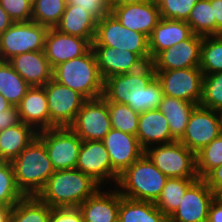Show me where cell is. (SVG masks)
I'll return each mask as SVG.
<instances>
[{"instance_id": "cell-11", "label": "cell", "mask_w": 222, "mask_h": 222, "mask_svg": "<svg viewBox=\"0 0 222 222\" xmlns=\"http://www.w3.org/2000/svg\"><path fill=\"white\" fill-rule=\"evenodd\" d=\"M155 76L164 95L200 104L204 75L199 67L155 71Z\"/></svg>"}, {"instance_id": "cell-35", "label": "cell", "mask_w": 222, "mask_h": 222, "mask_svg": "<svg viewBox=\"0 0 222 222\" xmlns=\"http://www.w3.org/2000/svg\"><path fill=\"white\" fill-rule=\"evenodd\" d=\"M199 68L203 75L222 72V35L202 36Z\"/></svg>"}, {"instance_id": "cell-24", "label": "cell", "mask_w": 222, "mask_h": 222, "mask_svg": "<svg viewBox=\"0 0 222 222\" xmlns=\"http://www.w3.org/2000/svg\"><path fill=\"white\" fill-rule=\"evenodd\" d=\"M136 136L144 150L152 145L175 141L170 133L169 123L159 109L148 110L139 114Z\"/></svg>"}, {"instance_id": "cell-54", "label": "cell", "mask_w": 222, "mask_h": 222, "mask_svg": "<svg viewBox=\"0 0 222 222\" xmlns=\"http://www.w3.org/2000/svg\"><path fill=\"white\" fill-rule=\"evenodd\" d=\"M5 163V161L0 157V167Z\"/></svg>"}, {"instance_id": "cell-17", "label": "cell", "mask_w": 222, "mask_h": 222, "mask_svg": "<svg viewBox=\"0 0 222 222\" xmlns=\"http://www.w3.org/2000/svg\"><path fill=\"white\" fill-rule=\"evenodd\" d=\"M92 48L85 38L68 35L49 28L45 36L44 52L52 68L60 63L83 56Z\"/></svg>"}, {"instance_id": "cell-30", "label": "cell", "mask_w": 222, "mask_h": 222, "mask_svg": "<svg viewBox=\"0 0 222 222\" xmlns=\"http://www.w3.org/2000/svg\"><path fill=\"white\" fill-rule=\"evenodd\" d=\"M199 178H168L164 188L154 202L155 206L169 218L179 207L187 189Z\"/></svg>"}, {"instance_id": "cell-25", "label": "cell", "mask_w": 222, "mask_h": 222, "mask_svg": "<svg viewBox=\"0 0 222 222\" xmlns=\"http://www.w3.org/2000/svg\"><path fill=\"white\" fill-rule=\"evenodd\" d=\"M192 34L186 21L161 18L148 38L151 62L161 51L188 39Z\"/></svg>"}, {"instance_id": "cell-42", "label": "cell", "mask_w": 222, "mask_h": 222, "mask_svg": "<svg viewBox=\"0 0 222 222\" xmlns=\"http://www.w3.org/2000/svg\"><path fill=\"white\" fill-rule=\"evenodd\" d=\"M66 3L89 12L97 20L103 19L111 12L109 0H66Z\"/></svg>"}, {"instance_id": "cell-16", "label": "cell", "mask_w": 222, "mask_h": 222, "mask_svg": "<svg viewBox=\"0 0 222 222\" xmlns=\"http://www.w3.org/2000/svg\"><path fill=\"white\" fill-rule=\"evenodd\" d=\"M201 45L202 36L192 34L188 39L161 51L151 62L154 70L166 71L199 67Z\"/></svg>"}, {"instance_id": "cell-20", "label": "cell", "mask_w": 222, "mask_h": 222, "mask_svg": "<svg viewBox=\"0 0 222 222\" xmlns=\"http://www.w3.org/2000/svg\"><path fill=\"white\" fill-rule=\"evenodd\" d=\"M92 49L103 80L114 75L136 71L146 64L137 54L128 50L123 51L102 45H92Z\"/></svg>"}, {"instance_id": "cell-37", "label": "cell", "mask_w": 222, "mask_h": 222, "mask_svg": "<svg viewBox=\"0 0 222 222\" xmlns=\"http://www.w3.org/2000/svg\"><path fill=\"white\" fill-rule=\"evenodd\" d=\"M222 164V133L196 153V167L203 179L211 170Z\"/></svg>"}, {"instance_id": "cell-8", "label": "cell", "mask_w": 222, "mask_h": 222, "mask_svg": "<svg viewBox=\"0 0 222 222\" xmlns=\"http://www.w3.org/2000/svg\"><path fill=\"white\" fill-rule=\"evenodd\" d=\"M48 28L37 22H14L0 35V60L8 61L13 56L43 51Z\"/></svg>"}, {"instance_id": "cell-48", "label": "cell", "mask_w": 222, "mask_h": 222, "mask_svg": "<svg viewBox=\"0 0 222 222\" xmlns=\"http://www.w3.org/2000/svg\"><path fill=\"white\" fill-rule=\"evenodd\" d=\"M13 23L14 21L11 19V17L8 15V13L3 9V7L0 4V35Z\"/></svg>"}, {"instance_id": "cell-43", "label": "cell", "mask_w": 222, "mask_h": 222, "mask_svg": "<svg viewBox=\"0 0 222 222\" xmlns=\"http://www.w3.org/2000/svg\"><path fill=\"white\" fill-rule=\"evenodd\" d=\"M48 222H84L78 207L51 208Z\"/></svg>"}, {"instance_id": "cell-21", "label": "cell", "mask_w": 222, "mask_h": 222, "mask_svg": "<svg viewBox=\"0 0 222 222\" xmlns=\"http://www.w3.org/2000/svg\"><path fill=\"white\" fill-rule=\"evenodd\" d=\"M8 62L31 87H43L53 78V68L44 50L18 54Z\"/></svg>"}, {"instance_id": "cell-3", "label": "cell", "mask_w": 222, "mask_h": 222, "mask_svg": "<svg viewBox=\"0 0 222 222\" xmlns=\"http://www.w3.org/2000/svg\"><path fill=\"white\" fill-rule=\"evenodd\" d=\"M10 163L16 184L25 196H37L55 171L46 147L38 137Z\"/></svg>"}, {"instance_id": "cell-29", "label": "cell", "mask_w": 222, "mask_h": 222, "mask_svg": "<svg viewBox=\"0 0 222 222\" xmlns=\"http://www.w3.org/2000/svg\"><path fill=\"white\" fill-rule=\"evenodd\" d=\"M118 222H168L154 202L137 201L120 195Z\"/></svg>"}, {"instance_id": "cell-2", "label": "cell", "mask_w": 222, "mask_h": 222, "mask_svg": "<svg viewBox=\"0 0 222 222\" xmlns=\"http://www.w3.org/2000/svg\"><path fill=\"white\" fill-rule=\"evenodd\" d=\"M99 188L102 186L76 168L55 170L37 197L51 208L79 207Z\"/></svg>"}, {"instance_id": "cell-27", "label": "cell", "mask_w": 222, "mask_h": 222, "mask_svg": "<svg viewBox=\"0 0 222 222\" xmlns=\"http://www.w3.org/2000/svg\"><path fill=\"white\" fill-rule=\"evenodd\" d=\"M38 132L20 122L0 132V157L5 162L14 160L36 137Z\"/></svg>"}, {"instance_id": "cell-28", "label": "cell", "mask_w": 222, "mask_h": 222, "mask_svg": "<svg viewBox=\"0 0 222 222\" xmlns=\"http://www.w3.org/2000/svg\"><path fill=\"white\" fill-rule=\"evenodd\" d=\"M198 105L175 97L164 95L158 109L169 123L170 133L175 141H179L186 130L192 111Z\"/></svg>"}, {"instance_id": "cell-18", "label": "cell", "mask_w": 222, "mask_h": 222, "mask_svg": "<svg viewBox=\"0 0 222 222\" xmlns=\"http://www.w3.org/2000/svg\"><path fill=\"white\" fill-rule=\"evenodd\" d=\"M102 141L109 153L112 170L118 176L145 153L137 136L119 130L111 129Z\"/></svg>"}, {"instance_id": "cell-46", "label": "cell", "mask_w": 222, "mask_h": 222, "mask_svg": "<svg viewBox=\"0 0 222 222\" xmlns=\"http://www.w3.org/2000/svg\"><path fill=\"white\" fill-rule=\"evenodd\" d=\"M216 18V35H222V0H210Z\"/></svg>"}, {"instance_id": "cell-12", "label": "cell", "mask_w": 222, "mask_h": 222, "mask_svg": "<svg viewBox=\"0 0 222 222\" xmlns=\"http://www.w3.org/2000/svg\"><path fill=\"white\" fill-rule=\"evenodd\" d=\"M43 88L48 99L50 128L69 127L87 99L53 78Z\"/></svg>"}, {"instance_id": "cell-31", "label": "cell", "mask_w": 222, "mask_h": 222, "mask_svg": "<svg viewBox=\"0 0 222 222\" xmlns=\"http://www.w3.org/2000/svg\"><path fill=\"white\" fill-rule=\"evenodd\" d=\"M30 88L8 61L0 60V94L9 103L17 106Z\"/></svg>"}, {"instance_id": "cell-9", "label": "cell", "mask_w": 222, "mask_h": 222, "mask_svg": "<svg viewBox=\"0 0 222 222\" xmlns=\"http://www.w3.org/2000/svg\"><path fill=\"white\" fill-rule=\"evenodd\" d=\"M54 170L75 169L82 139L69 127L50 128L38 132Z\"/></svg>"}, {"instance_id": "cell-33", "label": "cell", "mask_w": 222, "mask_h": 222, "mask_svg": "<svg viewBox=\"0 0 222 222\" xmlns=\"http://www.w3.org/2000/svg\"><path fill=\"white\" fill-rule=\"evenodd\" d=\"M193 34L200 36L216 35V18L210 0H199L186 21Z\"/></svg>"}, {"instance_id": "cell-13", "label": "cell", "mask_w": 222, "mask_h": 222, "mask_svg": "<svg viewBox=\"0 0 222 222\" xmlns=\"http://www.w3.org/2000/svg\"><path fill=\"white\" fill-rule=\"evenodd\" d=\"M220 134L218 111L198 105L192 111L185 133L179 142L196 154Z\"/></svg>"}, {"instance_id": "cell-47", "label": "cell", "mask_w": 222, "mask_h": 222, "mask_svg": "<svg viewBox=\"0 0 222 222\" xmlns=\"http://www.w3.org/2000/svg\"><path fill=\"white\" fill-rule=\"evenodd\" d=\"M207 222H222V203L216 198L210 205Z\"/></svg>"}, {"instance_id": "cell-6", "label": "cell", "mask_w": 222, "mask_h": 222, "mask_svg": "<svg viewBox=\"0 0 222 222\" xmlns=\"http://www.w3.org/2000/svg\"><path fill=\"white\" fill-rule=\"evenodd\" d=\"M92 45L128 50L137 54L145 63L151 62L148 37L124 27L111 13L97 21Z\"/></svg>"}, {"instance_id": "cell-19", "label": "cell", "mask_w": 222, "mask_h": 222, "mask_svg": "<svg viewBox=\"0 0 222 222\" xmlns=\"http://www.w3.org/2000/svg\"><path fill=\"white\" fill-rule=\"evenodd\" d=\"M124 27L148 38L161 19L156 0L111 7L110 12Z\"/></svg>"}, {"instance_id": "cell-15", "label": "cell", "mask_w": 222, "mask_h": 222, "mask_svg": "<svg viewBox=\"0 0 222 222\" xmlns=\"http://www.w3.org/2000/svg\"><path fill=\"white\" fill-rule=\"evenodd\" d=\"M215 193L199 178L185 192L179 207L168 222H207L209 208Z\"/></svg>"}, {"instance_id": "cell-7", "label": "cell", "mask_w": 222, "mask_h": 222, "mask_svg": "<svg viewBox=\"0 0 222 222\" xmlns=\"http://www.w3.org/2000/svg\"><path fill=\"white\" fill-rule=\"evenodd\" d=\"M145 154L168 178H199L196 154L179 141L150 146Z\"/></svg>"}, {"instance_id": "cell-1", "label": "cell", "mask_w": 222, "mask_h": 222, "mask_svg": "<svg viewBox=\"0 0 222 222\" xmlns=\"http://www.w3.org/2000/svg\"><path fill=\"white\" fill-rule=\"evenodd\" d=\"M164 94L151 62L136 71L104 79L102 97L127 104L137 113L158 109Z\"/></svg>"}, {"instance_id": "cell-23", "label": "cell", "mask_w": 222, "mask_h": 222, "mask_svg": "<svg viewBox=\"0 0 222 222\" xmlns=\"http://www.w3.org/2000/svg\"><path fill=\"white\" fill-rule=\"evenodd\" d=\"M111 191L104 193L99 188L79 205L84 222H118L120 193L115 187Z\"/></svg>"}, {"instance_id": "cell-51", "label": "cell", "mask_w": 222, "mask_h": 222, "mask_svg": "<svg viewBox=\"0 0 222 222\" xmlns=\"http://www.w3.org/2000/svg\"><path fill=\"white\" fill-rule=\"evenodd\" d=\"M12 106L13 105L9 103L2 94H0V113L4 110L10 109Z\"/></svg>"}, {"instance_id": "cell-53", "label": "cell", "mask_w": 222, "mask_h": 222, "mask_svg": "<svg viewBox=\"0 0 222 222\" xmlns=\"http://www.w3.org/2000/svg\"><path fill=\"white\" fill-rule=\"evenodd\" d=\"M218 114L220 117V125H221V133H222V108L218 110Z\"/></svg>"}, {"instance_id": "cell-45", "label": "cell", "mask_w": 222, "mask_h": 222, "mask_svg": "<svg viewBox=\"0 0 222 222\" xmlns=\"http://www.w3.org/2000/svg\"><path fill=\"white\" fill-rule=\"evenodd\" d=\"M203 180L206 182L208 187L216 193L222 188V164L217 168L211 170Z\"/></svg>"}, {"instance_id": "cell-10", "label": "cell", "mask_w": 222, "mask_h": 222, "mask_svg": "<svg viewBox=\"0 0 222 222\" xmlns=\"http://www.w3.org/2000/svg\"><path fill=\"white\" fill-rule=\"evenodd\" d=\"M69 128L82 141H102L105 135L112 129L108 102L102 96L95 99H87Z\"/></svg>"}, {"instance_id": "cell-36", "label": "cell", "mask_w": 222, "mask_h": 222, "mask_svg": "<svg viewBox=\"0 0 222 222\" xmlns=\"http://www.w3.org/2000/svg\"><path fill=\"white\" fill-rule=\"evenodd\" d=\"M108 111L112 129L128 134H137L139 113L127 104L108 102Z\"/></svg>"}, {"instance_id": "cell-39", "label": "cell", "mask_w": 222, "mask_h": 222, "mask_svg": "<svg viewBox=\"0 0 222 222\" xmlns=\"http://www.w3.org/2000/svg\"><path fill=\"white\" fill-rule=\"evenodd\" d=\"M202 107L219 110L222 108V72H215L203 76Z\"/></svg>"}, {"instance_id": "cell-22", "label": "cell", "mask_w": 222, "mask_h": 222, "mask_svg": "<svg viewBox=\"0 0 222 222\" xmlns=\"http://www.w3.org/2000/svg\"><path fill=\"white\" fill-rule=\"evenodd\" d=\"M17 107L21 122L37 132L50 129L48 99L43 87H31Z\"/></svg>"}, {"instance_id": "cell-38", "label": "cell", "mask_w": 222, "mask_h": 222, "mask_svg": "<svg viewBox=\"0 0 222 222\" xmlns=\"http://www.w3.org/2000/svg\"><path fill=\"white\" fill-rule=\"evenodd\" d=\"M24 197L16 184L11 163L5 162L0 167V205L14 206Z\"/></svg>"}, {"instance_id": "cell-44", "label": "cell", "mask_w": 222, "mask_h": 222, "mask_svg": "<svg viewBox=\"0 0 222 222\" xmlns=\"http://www.w3.org/2000/svg\"><path fill=\"white\" fill-rule=\"evenodd\" d=\"M20 122L18 107L12 106L10 109L0 113V132L6 128L15 126Z\"/></svg>"}, {"instance_id": "cell-52", "label": "cell", "mask_w": 222, "mask_h": 222, "mask_svg": "<svg viewBox=\"0 0 222 222\" xmlns=\"http://www.w3.org/2000/svg\"><path fill=\"white\" fill-rule=\"evenodd\" d=\"M215 198L222 203V188L215 193Z\"/></svg>"}, {"instance_id": "cell-34", "label": "cell", "mask_w": 222, "mask_h": 222, "mask_svg": "<svg viewBox=\"0 0 222 222\" xmlns=\"http://www.w3.org/2000/svg\"><path fill=\"white\" fill-rule=\"evenodd\" d=\"M66 0H33L32 21L55 28L65 11Z\"/></svg>"}, {"instance_id": "cell-14", "label": "cell", "mask_w": 222, "mask_h": 222, "mask_svg": "<svg viewBox=\"0 0 222 222\" xmlns=\"http://www.w3.org/2000/svg\"><path fill=\"white\" fill-rule=\"evenodd\" d=\"M75 168L90 176L100 186L109 180L116 184L119 178L112 170L110 156L103 141L99 140L82 141Z\"/></svg>"}, {"instance_id": "cell-26", "label": "cell", "mask_w": 222, "mask_h": 222, "mask_svg": "<svg viewBox=\"0 0 222 222\" xmlns=\"http://www.w3.org/2000/svg\"><path fill=\"white\" fill-rule=\"evenodd\" d=\"M97 21L89 12L74 5H66L61 20L55 28L68 35L85 38L92 44L96 35Z\"/></svg>"}, {"instance_id": "cell-5", "label": "cell", "mask_w": 222, "mask_h": 222, "mask_svg": "<svg viewBox=\"0 0 222 222\" xmlns=\"http://www.w3.org/2000/svg\"><path fill=\"white\" fill-rule=\"evenodd\" d=\"M53 79L77 91L86 99L103 95V83L95 53L91 48L83 56L60 63L53 68Z\"/></svg>"}, {"instance_id": "cell-41", "label": "cell", "mask_w": 222, "mask_h": 222, "mask_svg": "<svg viewBox=\"0 0 222 222\" xmlns=\"http://www.w3.org/2000/svg\"><path fill=\"white\" fill-rule=\"evenodd\" d=\"M0 4L14 22L32 21L31 0H0Z\"/></svg>"}, {"instance_id": "cell-4", "label": "cell", "mask_w": 222, "mask_h": 222, "mask_svg": "<svg viewBox=\"0 0 222 222\" xmlns=\"http://www.w3.org/2000/svg\"><path fill=\"white\" fill-rule=\"evenodd\" d=\"M167 179L144 153L119 175L115 188H120L118 191L122 197L155 202Z\"/></svg>"}, {"instance_id": "cell-50", "label": "cell", "mask_w": 222, "mask_h": 222, "mask_svg": "<svg viewBox=\"0 0 222 222\" xmlns=\"http://www.w3.org/2000/svg\"><path fill=\"white\" fill-rule=\"evenodd\" d=\"M153 0H109L111 7H118L125 4L148 2Z\"/></svg>"}, {"instance_id": "cell-40", "label": "cell", "mask_w": 222, "mask_h": 222, "mask_svg": "<svg viewBox=\"0 0 222 222\" xmlns=\"http://www.w3.org/2000/svg\"><path fill=\"white\" fill-rule=\"evenodd\" d=\"M199 0H156L161 18L187 21L191 10Z\"/></svg>"}, {"instance_id": "cell-32", "label": "cell", "mask_w": 222, "mask_h": 222, "mask_svg": "<svg viewBox=\"0 0 222 222\" xmlns=\"http://www.w3.org/2000/svg\"><path fill=\"white\" fill-rule=\"evenodd\" d=\"M51 207L37 196H25L14 206L10 222H48Z\"/></svg>"}, {"instance_id": "cell-49", "label": "cell", "mask_w": 222, "mask_h": 222, "mask_svg": "<svg viewBox=\"0 0 222 222\" xmlns=\"http://www.w3.org/2000/svg\"><path fill=\"white\" fill-rule=\"evenodd\" d=\"M13 206L0 205V222H10Z\"/></svg>"}]
</instances>
